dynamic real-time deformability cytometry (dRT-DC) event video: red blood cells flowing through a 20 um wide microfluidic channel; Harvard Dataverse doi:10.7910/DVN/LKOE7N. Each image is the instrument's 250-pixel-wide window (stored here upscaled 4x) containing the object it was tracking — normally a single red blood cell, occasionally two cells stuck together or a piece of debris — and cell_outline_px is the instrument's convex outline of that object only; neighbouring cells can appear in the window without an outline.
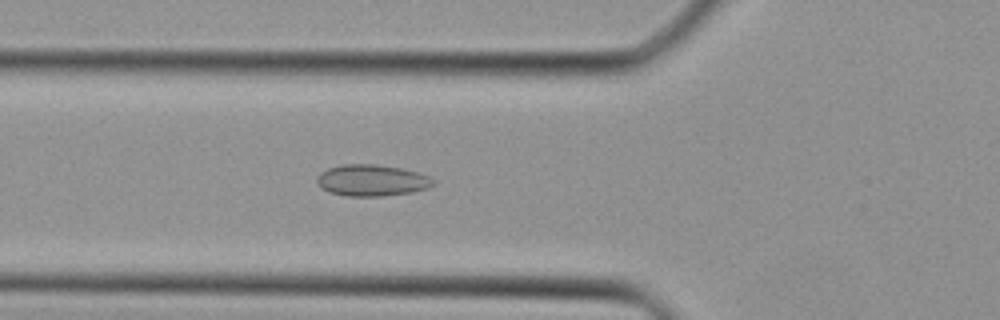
{"species": "Egyptian fruit bat (a non-hibernating species)", "species_latin": "Rousettus aegyptiacus", "temperature_condition": "cold", "stored_images_in_passage": 29, "camera_frame_rate_fps": 3000, "um_per_image_px": 0.085, "animal": {"sex": "female"}, "frame": {"image": 1, "passage_image": 4, "time_ms": 1.0, "image_size_px": [1000, 320], "cell_outline_px": [[436, 184], [428, 188], [412, 192], [384, 196], [348, 196], [328, 192], [316, 180], [316, 176], [320, 172], [328, 168], [344, 164], [372, 164], [400, 168], [416, 172], [428, 176], [436, 180]], "centroid_in_image_um": [31.62, 15.33], "position_along_channel_um": 94.2, "area_um2": 21.27}}
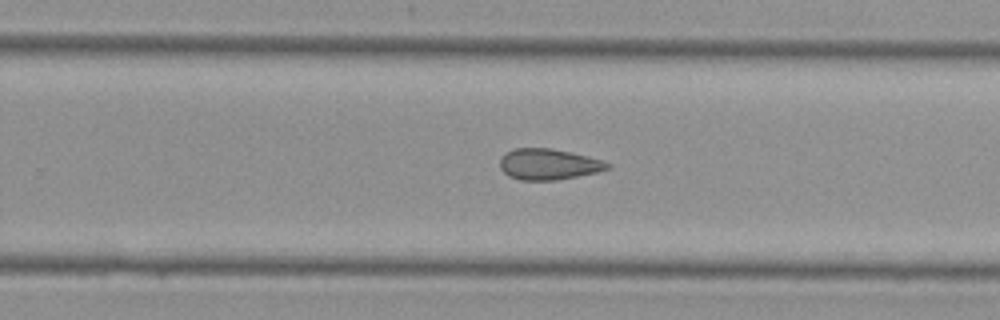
{"frame": {"image": 2, "passage_image": 15, "time_ms": 4.667, "image_size_px": [1000, 320], "cell_outline_px": [[612, 168], [596, 172], [556, 180], [520, 180], [508, 176], [500, 168], [500, 160], [512, 148], [552, 148], [588, 156], [612, 164]], "centroid_in_image_um": [46.63, 13.96], "position_along_channel_um": 283.2, "area_um2": 19.31}}
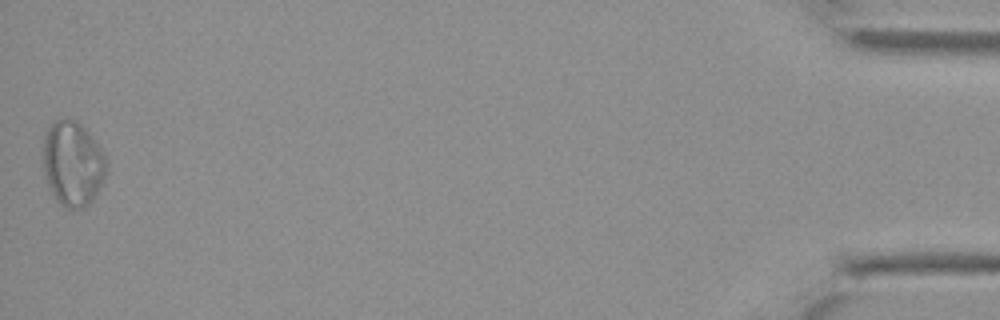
{"frame": {"image": 3, "passage_image": 29, "time_ms": 9.333, "image_size_px": [1000, 320], "cell_outline_px": [[108, 164], [104, 176], [92, 200], [84, 208], [68, 208], [60, 204], [56, 200], [48, 184], [44, 172], [40, 156], [44, 136], [48, 128], [56, 120], [76, 120], [92, 136], [100, 148]], "centroid_in_image_um": [6.14, 13.9], "position_along_channel_um": 429.1, "area_um2": 31.21}}